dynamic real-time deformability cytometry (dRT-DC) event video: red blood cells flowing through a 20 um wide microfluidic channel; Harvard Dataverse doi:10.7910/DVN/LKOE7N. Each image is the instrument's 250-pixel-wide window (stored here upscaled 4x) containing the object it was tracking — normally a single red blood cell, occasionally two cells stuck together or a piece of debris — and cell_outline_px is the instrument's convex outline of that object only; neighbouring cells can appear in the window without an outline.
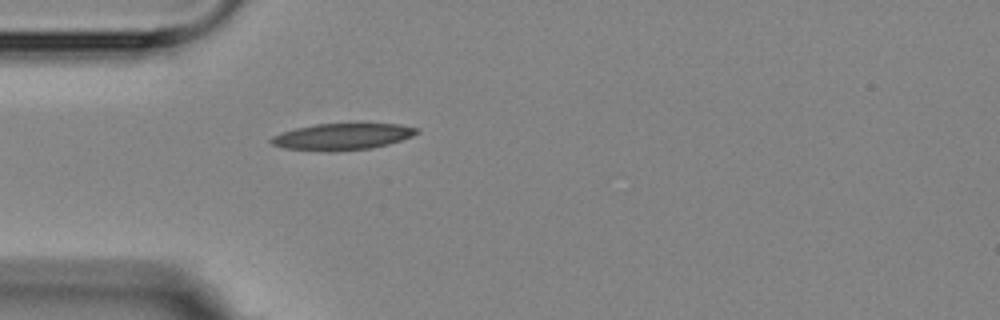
{"species": "Egyptian fruit bat (a non-hibernating species)", "species_latin": "Rousettus aegyptiacus", "temperature_condition": "room temperature", "stored_images_in_passage": 5, "camera_frame_rate_fps": 3000, "um_per_image_px": 0.085, "animal": {"sex": "female"}, "frame": {"image": 1, "passage_image": 5, "time_ms": 4.667, "image_size_px": [1000, 320], "cell_outline_px": [[420, 132], [412, 136], [388, 144], [372, 148], [336, 152], [332, 152], [284, 148], [272, 144], [268, 140], [272, 136], [280, 132], [296, 128], [316, 124], [400, 124], [420, 128]], "centroid_in_image_um": [29.09, 11.62], "position_along_channel_um": 55.9, "area_um2": 22.66}}